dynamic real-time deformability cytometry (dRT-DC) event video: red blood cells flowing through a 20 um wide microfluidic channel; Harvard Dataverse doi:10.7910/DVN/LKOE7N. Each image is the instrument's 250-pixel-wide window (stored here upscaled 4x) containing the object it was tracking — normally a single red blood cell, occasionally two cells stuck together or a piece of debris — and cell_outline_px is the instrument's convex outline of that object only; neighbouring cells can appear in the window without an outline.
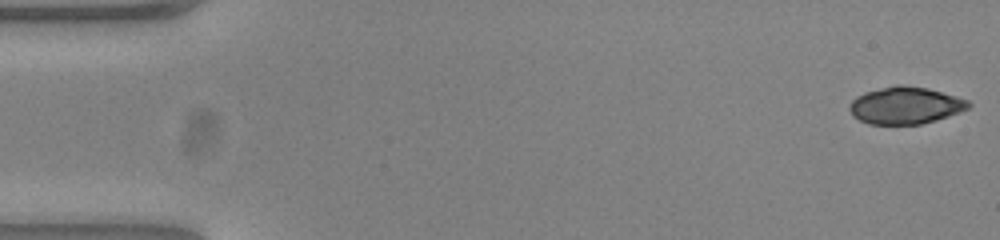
{"species": "common noctule bat (a hibernating species)", "species_latin": "Nyctalus noctula", "temperature_condition": "warm", "stored_images_in_passage": 52, "camera_frame_rate_fps": 3000, "um_per_image_px": 0.085, "animal": {"sex": "female", "body_mass_g": 23.0, "forearm_length_mm": 53.4}, "frame": {"image": 1, "passage_image": 1, "time_ms": 0.0, "image_size_px": [1000, 240], "cell_outline_px": [[972, 104], [968, 108], [936, 120], [920, 124], [868, 124], [852, 116], [848, 108], [852, 100], [856, 96], [864, 92], [896, 84], [904, 84], [928, 88], [968, 100]], "centroid_in_image_um": [76.91, 8.95], "position_along_channel_um": 8.1, "area_um2": 25.72}}
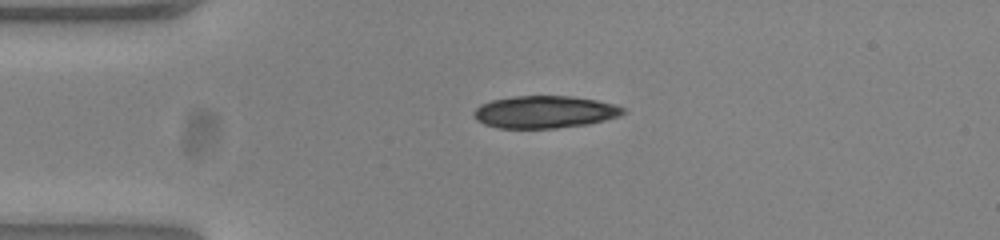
{"frame": {"image": 2, "passage_image": 12, "time_ms": 3.667, "image_size_px": [1000, 240], "cell_outline_px": [[628, 108], [620, 116], [588, 124], [556, 128], [500, 128], [484, 124], [476, 120], [472, 116], [472, 112], [480, 104], [492, 100], [512, 96], [572, 96], [596, 100], [616, 104]], "centroid_in_image_um": [46.3, 9.51], "position_along_channel_um": 38.7, "area_um2": 28.38}}